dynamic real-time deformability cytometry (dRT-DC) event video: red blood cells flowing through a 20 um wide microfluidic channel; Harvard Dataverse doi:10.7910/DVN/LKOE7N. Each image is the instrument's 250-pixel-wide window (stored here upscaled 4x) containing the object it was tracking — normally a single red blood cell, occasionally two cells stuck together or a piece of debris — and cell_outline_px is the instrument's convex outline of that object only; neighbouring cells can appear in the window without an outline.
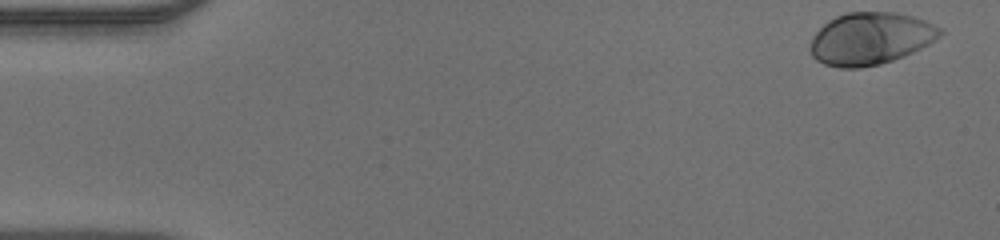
{"species": "human", "species_latin": "Homo sapiens", "temperature_condition": "warm", "stored_images_in_passage": 49, "camera_frame_rate_fps": 3000, "um_per_image_px": 0.085, "donor": {"sex": "male"}, "frame": {"image": 1, "passage_image": 1, "time_ms": 0.0, "image_size_px": [1000, 240], "cell_outline_px": [[944, 32], [940, 36], [928, 44], [904, 56], [880, 64], [860, 68], [840, 68], [824, 64], [816, 60], [812, 56], [808, 48], [812, 36], [828, 20], [836, 16], [848, 12], [896, 12], [912, 16], [924, 20], [940, 28]], "centroid_in_image_um": [73.95, 3.28], "position_along_channel_um": 11.1, "area_um2": 39.59}}
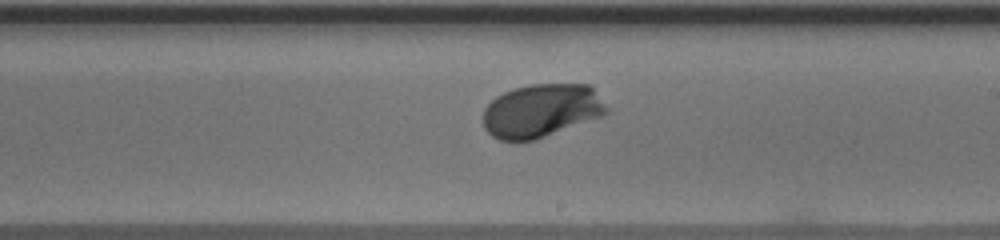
{"frame": {"image": 2, "passage_image": 28, "time_ms": 9.0, "image_size_px": [1000, 240], "cell_outline_px": [[608, 112], [600, 116], [536, 140], [500, 140], [492, 136], [484, 128], [484, 108], [496, 96], [504, 92], [516, 88], [532, 84], [588, 84], [592, 88], [608, 108]], "centroid_in_image_um": [45.99, 9.4], "position_along_channel_um": 243.0, "area_um2": 37.97}}
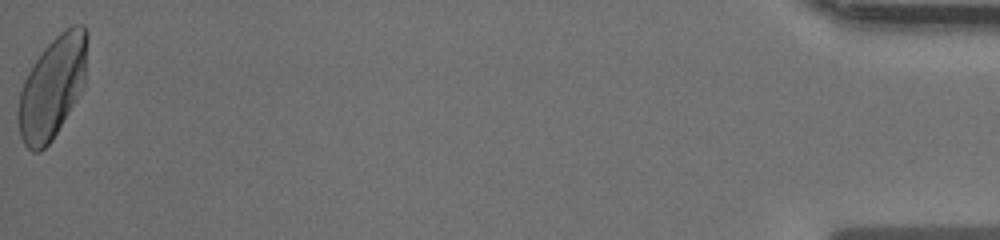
{"frame": {"image": 3, "passage_image": 49, "time_ms": 16.0, "image_size_px": [1000, 240], "cell_outline_px": [[88, 40], [84, 88], [52, 140], [40, 152], [32, 152], [24, 144], [20, 136], [16, 112], [20, 92], [24, 80], [28, 72], [40, 52], [60, 32], [72, 24], [84, 24], [88, 32]], "centroid_in_image_um": [4.46, 7.41], "position_along_channel_um": 430.7, "area_um2": 41.44}}